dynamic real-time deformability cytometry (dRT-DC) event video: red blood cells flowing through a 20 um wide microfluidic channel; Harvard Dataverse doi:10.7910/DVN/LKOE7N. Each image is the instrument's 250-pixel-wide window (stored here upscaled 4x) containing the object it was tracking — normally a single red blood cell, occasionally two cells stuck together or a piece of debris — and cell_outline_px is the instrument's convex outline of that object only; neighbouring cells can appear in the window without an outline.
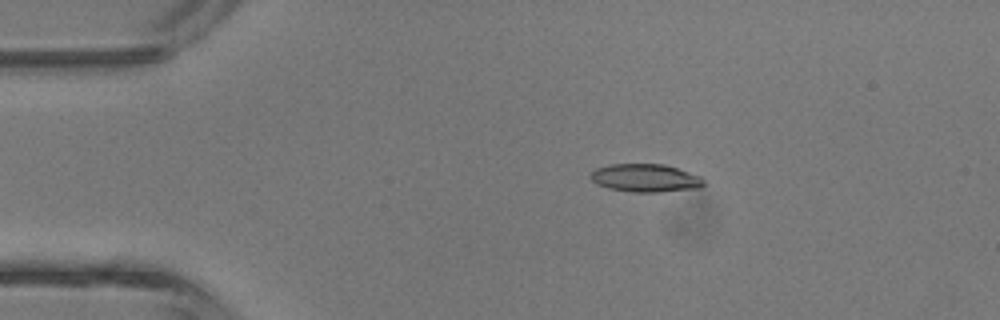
{"species": "common noctule bat (a hibernating species)", "species_latin": "Nyctalus noctula", "temperature_condition": "room temperature", "stored_images_in_passage": 4, "camera_frame_rate_fps": 3000, "um_per_image_px": 0.085, "animal": {"sex": "male", "body_mass_g": 13.3}, "frame": {"image": 1, "passage_image": 3, "time_ms": 2.333, "image_size_px": [1000, 320], "cell_outline_px": [[704, 184], [700, 188], [660, 192], [632, 192], [608, 188], [596, 184], [592, 180], [592, 172], [596, 168], [612, 164], [664, 164], [700, 176], [704, 180]], "centroid_in_image_um": [54.87, 15.14], "position_along_channel_um": 30.1, "area_um2": 18.38}}